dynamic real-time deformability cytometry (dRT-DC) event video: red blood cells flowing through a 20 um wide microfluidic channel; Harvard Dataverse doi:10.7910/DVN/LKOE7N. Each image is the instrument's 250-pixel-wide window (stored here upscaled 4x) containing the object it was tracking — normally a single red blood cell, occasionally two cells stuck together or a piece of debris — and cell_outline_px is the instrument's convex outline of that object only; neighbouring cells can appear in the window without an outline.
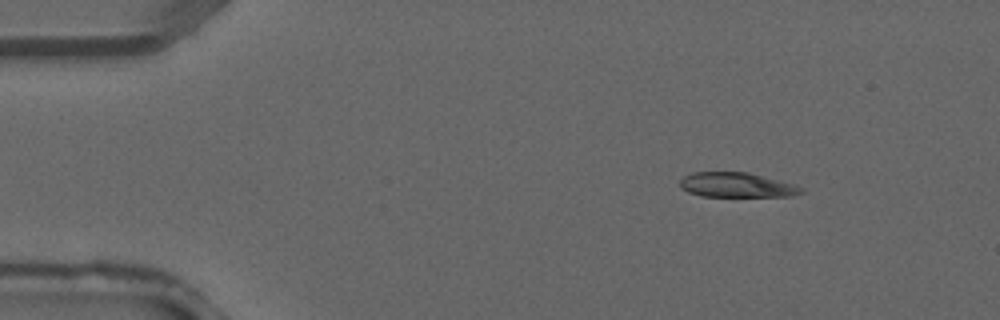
{"species": "common noctule bat (a hibernating species)", "species_latin": "Nyctalus noctula", "temperature_condition": "warm", "stored_images_in_passage": 3, "segment_of_instrument_passage": [2, 2], "camera_frame_rate_fps": 3000, "um_per_image_px": 0.085, "animal": {"sex": "male", "forearm_length_mm": 52.5}, "frame": {"image": 1, "passage_image": 3, "time_ms": 0.667, "image_size_px": [1000, 320], "cell_outline_px": [[804, 192], [792, 196], [700, 196], [688, 192], [680, 188], [680, 180], [684, 176], [692, 172], [748, 172], [792, 184], [804, 188]], "centroid_in_image_um": [62.58, 15.72], "position_along_channel_um": 22.4, "area_um2": 17.4}}